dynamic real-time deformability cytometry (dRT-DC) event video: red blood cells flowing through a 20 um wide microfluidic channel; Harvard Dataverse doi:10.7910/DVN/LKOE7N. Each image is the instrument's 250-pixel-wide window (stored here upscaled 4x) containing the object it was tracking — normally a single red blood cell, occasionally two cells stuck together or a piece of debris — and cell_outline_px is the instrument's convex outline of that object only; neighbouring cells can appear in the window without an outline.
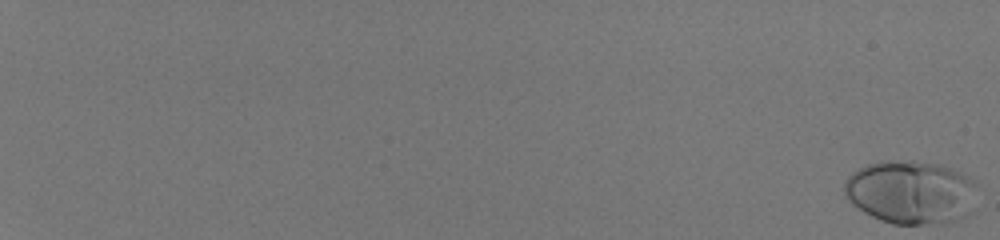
{"species": "human", "species_latin": "Homo sapiens", "temperature_condition": "room temperature", "stored_images_in_passage": 57, "camera_frame_rate_fps": 3000, "um_per_image_px": 0.085, "donor": {"sex": "male"}, "frame": {"image": 1, "passage_image": 1, "time_ms": 0.0, "image_size_px": [1000, 240], "cell_outline_px": [[976, 184], [972, 212], [956, 220], [940, 224], [892, 224], [880, 220], [864, 212], [844, 192], [844, 184], [848, 176], [852, 172], [868, 164], [880, 160], [912, 160], [940, 164], [960, 172], [972, 180]], "centroid_in_image_um": [77.44, 16.33], "position_along_channel_um": 7.6, "area_um2": 49.19}}
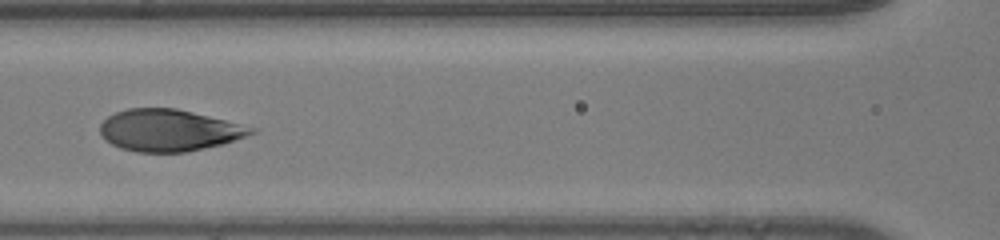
{"frame": {"image": 2, "passage_image": 33, "time_ms": 10.667, "image_size_px": [1000, 240], "cell_outline_px": [[260, 128], [256, 132], [224, 144], [184, 152], [136, 152], [120, 148], [112, 144], [100, 132], [100, 124], [108, 116], [116, 112], [128, 108], [176, 108]], "centroid_in_image_um": [14.4, 11.07], "position_along_channel_um": 152.2, "area_um2": 36.76}}
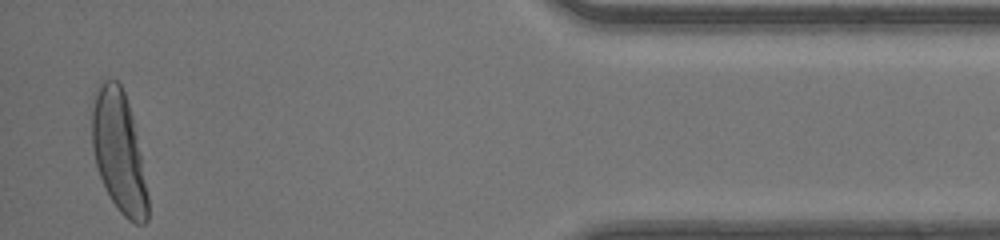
{"frame": {"image": 3, "passage_image": 56, "time_ms": 18.333, "image_size_px": [1000, 240], "cell_outline_px": [[148, 220], [144, 224], [136, 224], [128, 220], [120, 212], [112, 200], [100, 176], [96, 164], [92, 148], [88, 108], [100, 80], [116, 80], [120, 84], [124, 92], [132, 116], [148, 196]], "centroid_in_image_um": [10.04, 12.84], "position_along_channel_um": 425.2, "area_um2": 39.65}, "authors_computed_cell_mechanics": {"area_um2": 38.6682, "velocity_mm_per_s": 4.1403, "shape_relaxation_time_tau1_ms": 5.4936, "shape_relaxation_time_tau2_ms": null, "deformation_change_tau1": 0.2497, "deformation_change_tau2": null}}